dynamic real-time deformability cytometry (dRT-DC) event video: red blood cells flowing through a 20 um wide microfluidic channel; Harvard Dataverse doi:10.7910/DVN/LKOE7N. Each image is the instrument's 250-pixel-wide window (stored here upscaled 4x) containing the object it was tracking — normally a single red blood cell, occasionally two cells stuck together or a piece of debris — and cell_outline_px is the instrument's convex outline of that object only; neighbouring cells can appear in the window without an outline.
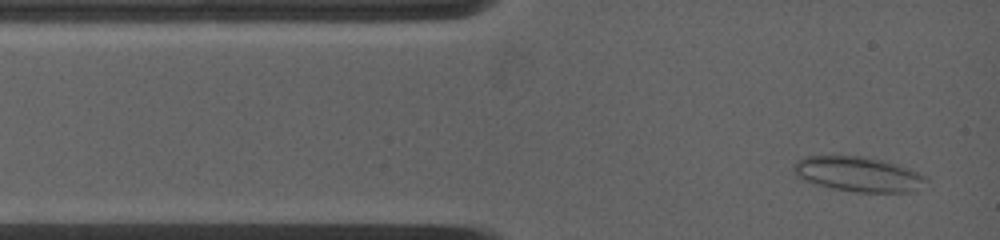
{"species": "common noctule bat (a hibernating species)", "species_latin": "Nyctalus noctula", "temperature_condition": "warm", "stored_images_in_passage": 58, "camera_frame_rate_fps": 4500, "um_per_image_px": 0.085, "animal": {"sex": "female", "body_mass_g": 19.0, "forearm_length_mm": 53.3}, "frame": {"image": 1, "passage_image": 3, "time_ms": 0.444, "image_size_px": [1000, 240], "cell_outline_px": [[928, 180], [916, 192], [856, 192], [832, 188], [800, 180], [792, 172], [792, 168], [796, 160], [804, 156], [860, 156], [880, 160], [896, 164], [908, 168], [928, 176]], "centroid_in_image_um": [72.93, 14.81], "position_along_channel_um": 12.1, "area_um2": 27.22}}
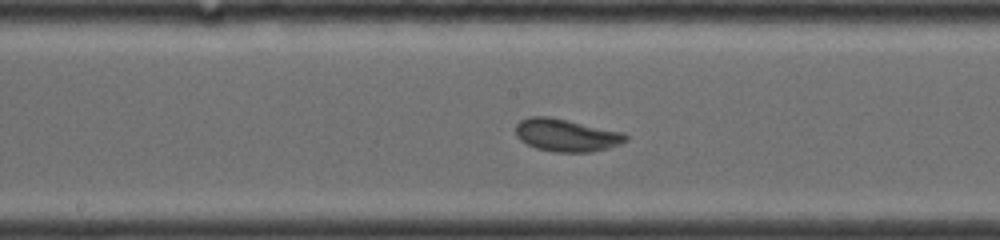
{"frame": {"image": 2, "passage_image": 29, "time_ms": 6.222, "image_size_px": [1000, 240], "cell_outline_px": [[628, 140], [620, 144], [608, 148], [592, 152], [556, 152], [536, 148], [520, 140], [516, 136], [516, 124], [520, 120], [528, 116], [548, 116], [568, 120], [624, 132], [628, 136]], "centroid_in_image_um": [48.15, 11.48], "position_along_channel_um": 200.1, "area_um2": 21.04}}
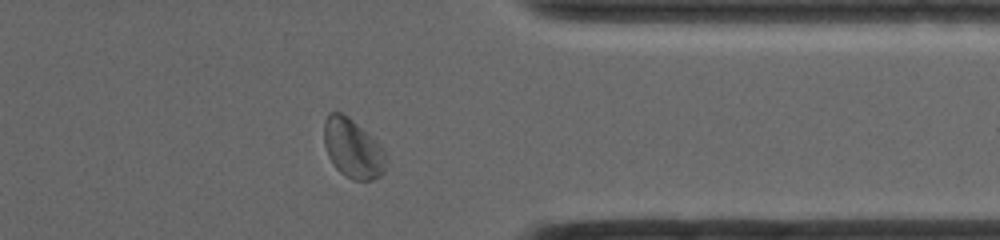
{"frame": {"image": 3, "passage_image": 51, "time_ms": 11.111, "image_size_px": [1000, 240], "cell_outline_px": [[388, 160], [384, 172], [380, 176], [372, 180], [352, 180], [344, 176], [332, 164], [328, 156], [324, 144], [324, 120], [328, 112], [340, 112], [348, 116], [368, 132], [384, 148], [388, 156]], "centroid_in_image_um": [30.01, 12.63], "position_along_channel_um": 381.4, "area_um2": 21.96}, "authors_computed_cell_mechanics": {"area_um2": 20.7502, "velocity_mm_per_s": 3.8619, "shape_relaxation_time_tau1_ms": 3.3134, "shape_relaxation_time_tau2_ms": 1.0393, "deformation_change_tau1": 0.0943, "deformation_change_tau2": 0.0601}}